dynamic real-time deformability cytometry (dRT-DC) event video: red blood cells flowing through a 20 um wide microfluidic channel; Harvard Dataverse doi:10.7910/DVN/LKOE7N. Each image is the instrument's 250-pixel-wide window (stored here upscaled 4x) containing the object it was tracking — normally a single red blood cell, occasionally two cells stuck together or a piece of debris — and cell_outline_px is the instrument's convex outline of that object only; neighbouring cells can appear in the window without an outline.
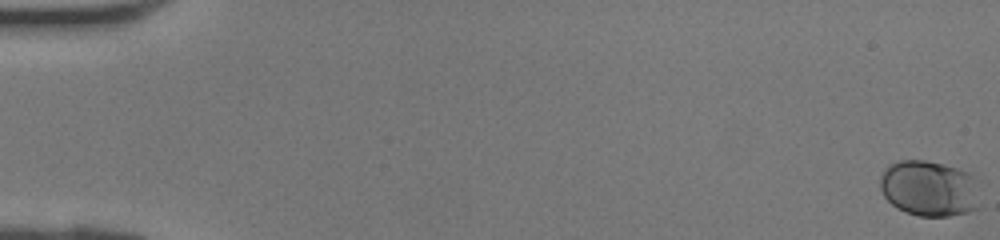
{"species": "human", "species_latin": "Homo sapiens", "temperature_condition": "room temperature", "stored_images_in_passage": 43, "camera_frame_rate_fps": 3000, "um_per_image_px": 0.085, "donor": {"sex": "female"}, "frame": {"image": 1, "passage_image": 1, "time_ms": 0.0, "image_size_px": [1000, 240], "cell_outline_px": [[980, 208], [968, 212], [948, 216], [920, 216], [896, 208], [884, 196], [880, 188], [880, 176], [884, 168], [888, 164], [900, 160], [924, 160], [956, 168], [968, 172], [976, 176], [980, 180]], "centroid_in_image_um": [79.05, 16.01], "position_along_channel_um": 6.0, "area_um2": 33.23}}
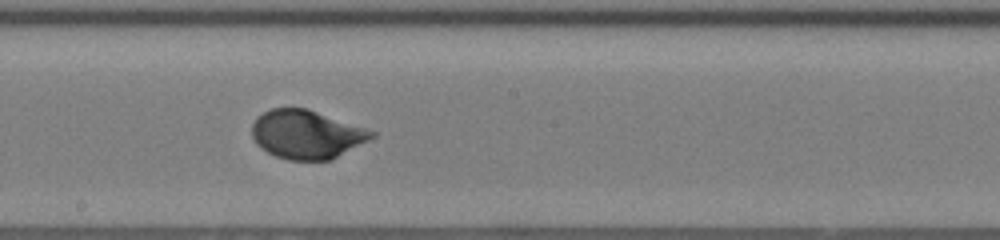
{"frame": {"image": 2, "passage_image": 25, "time_ms": 8.0, "image_size_px": [1000, 240], "cell_outline_px": [[376, 136], [332, 160], [288, 160], [276, 156], [260, 148], [256, 144], [252, 136], [252, 124], [256, 116], [272, 108], [308, 108], [376, 132]], "centroid_in_image_um": [26.04, 11.42], "position_along_channel_um": 222.2, "area_um2": 33.99}}
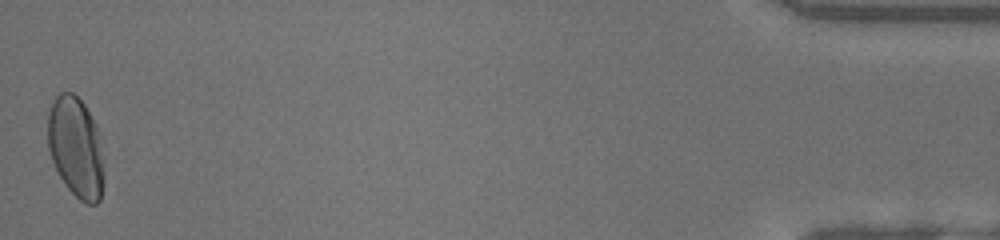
{"frame": {"image": 3, "passage_image": 43, "time_ms": 14.0, "image_size_px": [1000, 240], "cell_outline_px": [[104, 184], [100, 200], [96, 204], [88, 204], [80, 200], [64, 184], [52, 160], [48, 148], [48, 116], [52, 104], [56, 96], [60, 92], [72, 92], [84, 104], [96, 124], [100, 132], [104, 156]], "centroid_in_image_um": [6.49, 12.55], "position_along_channel_um": 428.7, "area_um2": 33.41}}